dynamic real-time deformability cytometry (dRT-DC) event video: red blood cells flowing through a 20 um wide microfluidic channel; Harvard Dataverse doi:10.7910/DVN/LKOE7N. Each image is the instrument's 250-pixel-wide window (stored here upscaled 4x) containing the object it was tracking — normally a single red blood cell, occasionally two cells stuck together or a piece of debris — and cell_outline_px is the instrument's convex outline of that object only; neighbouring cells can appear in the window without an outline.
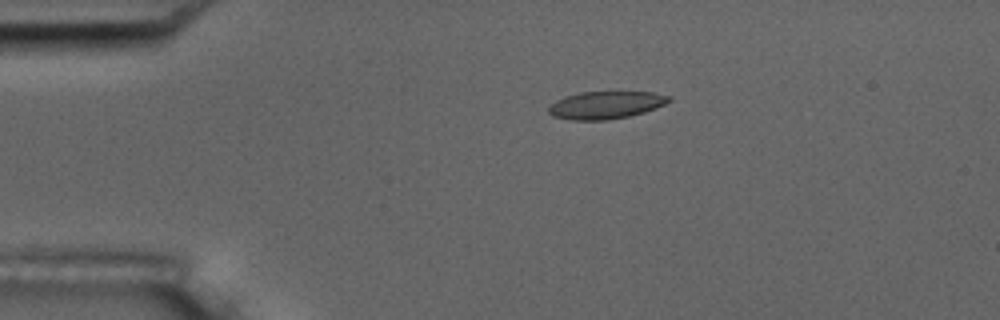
{"species": "common noctule bat (a hibernating species)", "species_latin": "Nyctalus noctula", "temperature_condition": "room temperature", "stored_images_in_passage": 3, "camera_frame_rate_fps": 3000, "um_per_image_px": 0.085, "animal": {"sex": "male", "body_mass_g": 17.5, "forearm_length_mm": 52.3}, "frame": {"image": 1, "passage_image": 1, "time_ms": 0.0, "image_size_px": [1000, 320], "cell_outline_px": [[672, 100], [664, 104], [644, 112], [628, 116], [608, 120], [572, 120], [552, 116], [548, 112], [548, 108], [556, 100], [564, 96], [580, 92], [652, 92], [672, 96]], "centroid_in_image_um": [51.48, 8.92], "position_along_channel_um": 33.5, "area_um2": 19.31}}
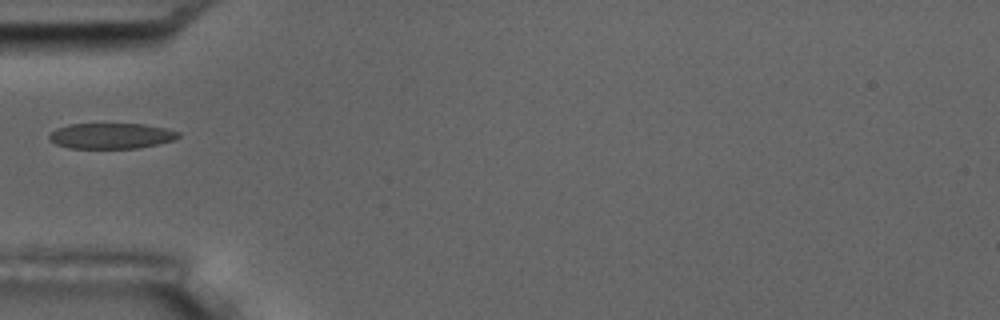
{"frame": {"image": 2, "passage_image": 2, "time_ms": 2.333, "image_size_px": [1000, 320], "cell_outline_px": [[180, 136], [172, 140], [140, 148], [68, 148], [56, 144], [48, 140], [48, 136], [56, 128], [68, 124], [144, 124], [164, 128], [180, 132]], "centroid_in_image_um": [9.41, 11.55], "position_along_channel_um": 75.6, "area_um2": 19.25}}